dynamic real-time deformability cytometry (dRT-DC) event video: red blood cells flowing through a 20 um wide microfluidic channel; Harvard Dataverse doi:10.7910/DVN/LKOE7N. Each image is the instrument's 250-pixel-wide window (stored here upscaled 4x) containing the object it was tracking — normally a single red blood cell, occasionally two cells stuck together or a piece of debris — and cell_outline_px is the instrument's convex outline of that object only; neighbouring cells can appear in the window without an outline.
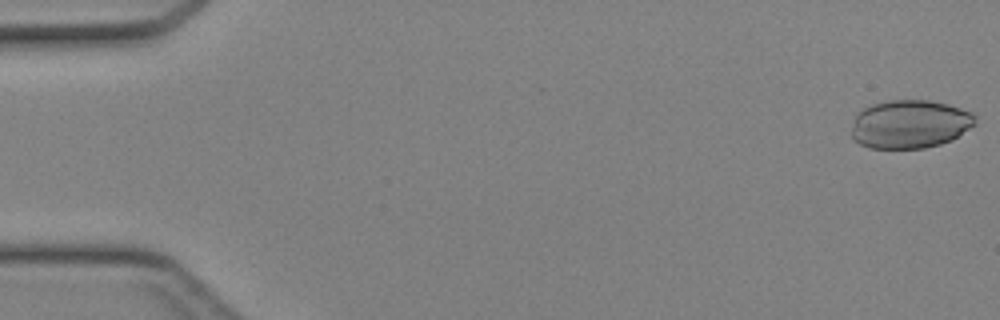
{"species": "Egyptian fruit bat (a non-hibernating species)", "species_latin": "Rousettus aegyptiacus", "temperature_condition": "cold", "stored_images_in_passage": 44, "camera_frame_rate_fps": 3000, "um_per_image_px": 0.085, "animal": {"sex": "female"}, "frame": {"image": 1, "passage_image": 1, "time_ms": 0.0, "image_size_px": [1000, 320], "cell_outline_px": [[976, 124], [952, 140], [940, 144], [924, 148], [868, 148], [852, 140], [852, 120], [856, 112], [872, 104], [888, 100], [928, 100], [948, 104], [972, 112], [976, 116]], "centroid_in_image_um": [77.32, 10.55], "position_along_channel_um": 7.7, "area_um2": 35.32}}
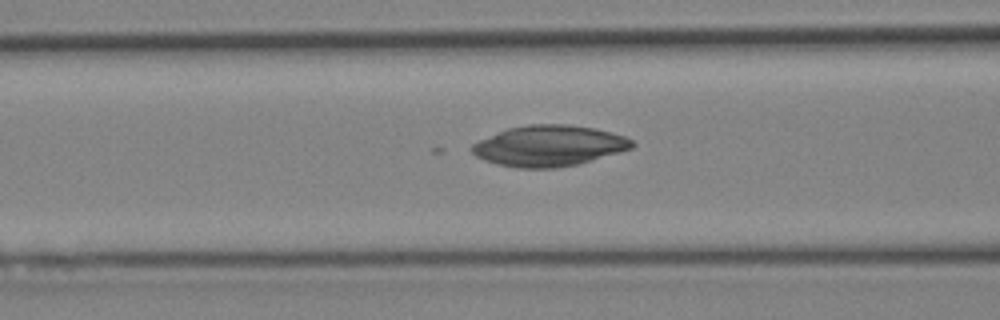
{"frame": {"image": 2, "passage_image": 18, "time_ms": 5.667, "image_size_px": [1000, 320], "cell_outline_px": [[636, 144], [632, 148], [620, 152], [580, 164], [556, 168], [516, 168], [496, 164], [484, 160], [476, 156], [468, 148], [472, 144], [480, 140], [508, 128], [528, 124], [568, 124], [596, 128], [612, 132], [624, 136], [632, 140]], "centroid_in_image_um": [46.68, 12.4], "position_along_channel_um": 119.9, "area_um2": 38.38}}
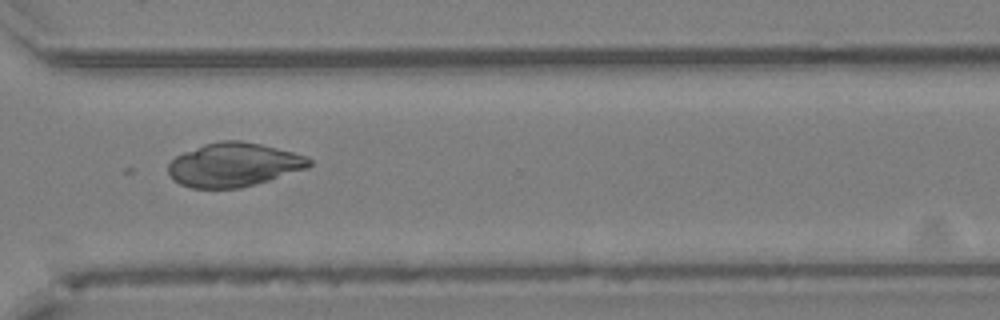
{"frame": {"image": 3, "passage_image": 33, "time_ms": 10.667, "image_size_px": [1000, 320], "cell_outline_px": [[312, 164], [308, 168], [268, 180], [240, 188], [192, 188], [180, 184], [168, 172], [168, 164], [176, 156], [184, 152], [204, 144], [220, 140], [240, 140], [260, 144], [292, 152], [304, 156], [312, 160]], "centroid_in_image_um": [19.86, 14.0], "position_along_channel_um": 350.7, "area_um2": 35.66}}